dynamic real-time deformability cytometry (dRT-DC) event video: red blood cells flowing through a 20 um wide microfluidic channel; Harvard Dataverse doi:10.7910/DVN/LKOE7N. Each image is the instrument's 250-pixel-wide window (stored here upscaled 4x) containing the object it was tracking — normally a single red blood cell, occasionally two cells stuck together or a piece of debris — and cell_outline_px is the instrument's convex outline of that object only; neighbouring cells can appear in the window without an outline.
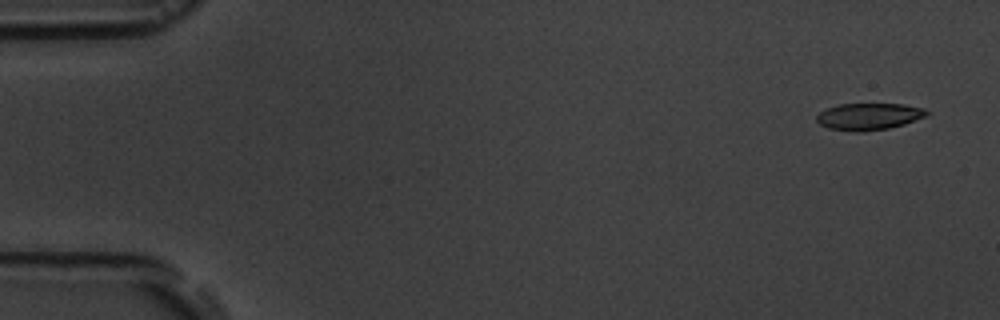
{"species": "common noctule bat (a hibernating species)", "species_latin": "Nyctalus noctula", "temperature_condition": "room temperature", "stored_images_in_passage": 5, "camera_frame_rate_fps": 3000, "um_per_image_px": 0.085, "animal": {"sex": "male", "body_mass_g": 19.5, "forearm_length_mm": 54.6}, "frame": {"image": 1, "passage_image": 1, "time_ms": 0.0, "image_size_px": [1000, 320], "cell_outline_px": [[932, 112], [928, 116], [904, 124], [888, 128], [860, 132], [856, 132], [828, 128], [820, 124], [816, 120], [816, 116], [820, 112], [828, 108], [840, 104], [904, 104], [924, 108]], "centroid_in_image_um": [73.9, 9.9], "position_along_channel_um": 11.1, "area_um2": 17.28}}
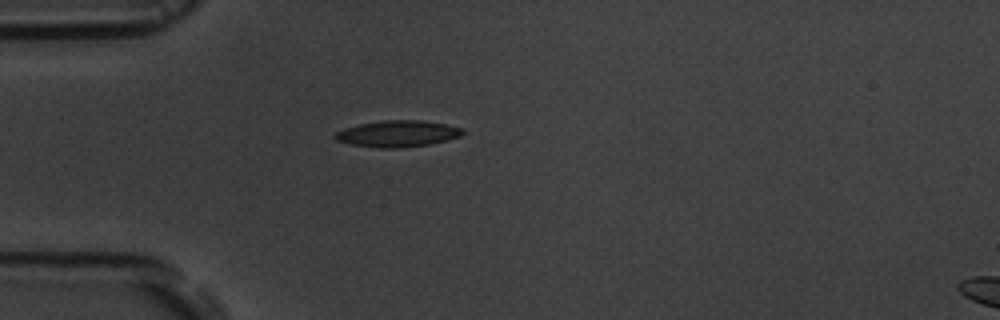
{"frame": {"image": 2, "passage_image": 4, "time_ms": 4.333, "image_size_px": [1000, 320], "cell_outline_px": [[464, 132], [460, 136], [448, 140], [428, 144], [400, 148], [376, 148], [348, 144], [336, 140], [332, 136], [336, 132], [344, 128], [360, 124], [384, 120], [420, 120], [444, 124], [464, 128]], "centroid_in_image_um": [33.77, 11.37], "position_along_channel_um": 51.2, "area_um2": 19.71}}